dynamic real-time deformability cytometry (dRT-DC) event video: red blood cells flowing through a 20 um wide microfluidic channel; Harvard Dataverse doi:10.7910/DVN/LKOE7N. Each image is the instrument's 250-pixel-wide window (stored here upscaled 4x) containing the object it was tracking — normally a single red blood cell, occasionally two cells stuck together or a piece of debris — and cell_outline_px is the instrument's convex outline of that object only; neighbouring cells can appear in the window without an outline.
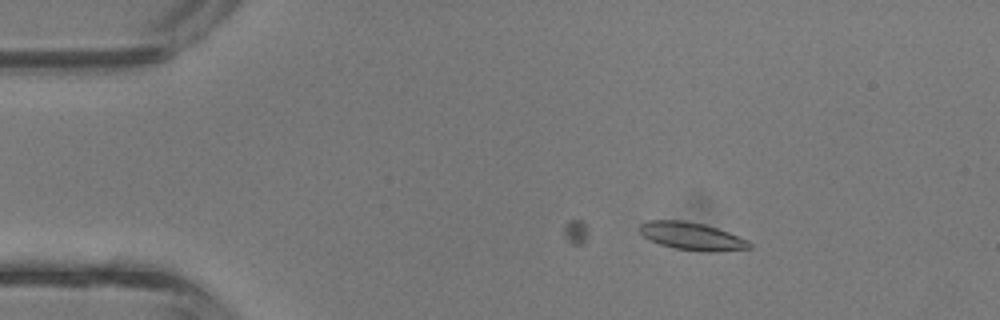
{"species": "common noctule bat (a hibernating species)", "species_latin": "Nyctalus noctula", "temperature_condition": "room temperature", "stored_images_in_passage": 5, "camera_frame_rate_fps": 3000, "um_per_image_px": 0.085, "animal": {"sex": "male", "body_mass_g": 13.3}, "frame": {"image": 1, "passage_image": 1, "time_ms": 0.0, "image_size_px": [1000, 320], "cell_outline_px": [[752, 248], [716, 252], [708, 252], [676, 248], [660, 244], [648, 240], [636, 228], [640, 224], [648, 220], [684, 220], [704, 224], [728, 232], [748, 240], [752, 244]], "centroid_in_image_um": [58.79, 20.07], "position_along_channel_um": 26.2, "area_um2": 17.8}}